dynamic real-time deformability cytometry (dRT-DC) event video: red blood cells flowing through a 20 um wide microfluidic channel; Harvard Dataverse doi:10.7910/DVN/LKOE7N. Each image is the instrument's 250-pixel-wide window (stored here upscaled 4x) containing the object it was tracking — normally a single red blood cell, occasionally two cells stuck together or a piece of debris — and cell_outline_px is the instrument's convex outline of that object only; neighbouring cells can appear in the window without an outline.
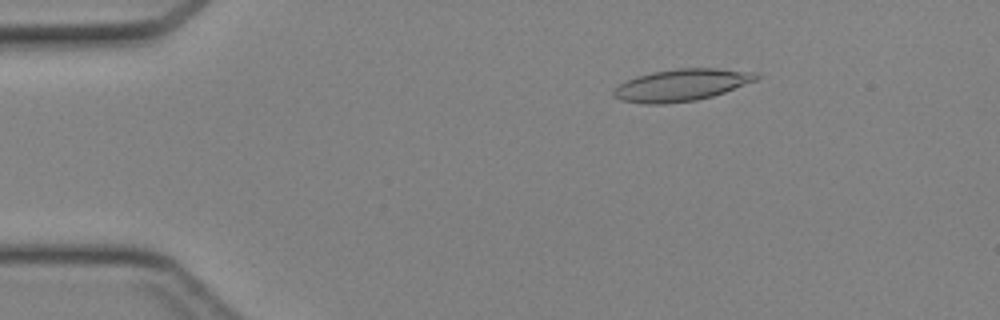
{"species": "Egyptian fruit bat (a non-hibernating species)", "species_latin": "Rousettus aegyptiacus", "temperature_condition": "cold", "stored_images_in_passage": 44, "camera_frame_rate_fps": 3000, "um_per_image_px": 0.085, "animal": {"sex": "female"}, "frame": {"image": 1, "passage_image": 7, "time_ms": 2.0, "image_size_px": [1000, 320], "cell_outline_px": [[760, 76], [756, 80], [724, 92], [712, 96], [696, 100], [664, 104], [644, 104], [620, 100], [612, 96], [612, 92], [620, 84], [636, 76], [652, 72], [676, 68], [716, 68], [756, 72]], "centroid_in_image_um": [57.91, 7.23], "position_along_channel_um": 27.1, "area_um2": 26.53}}
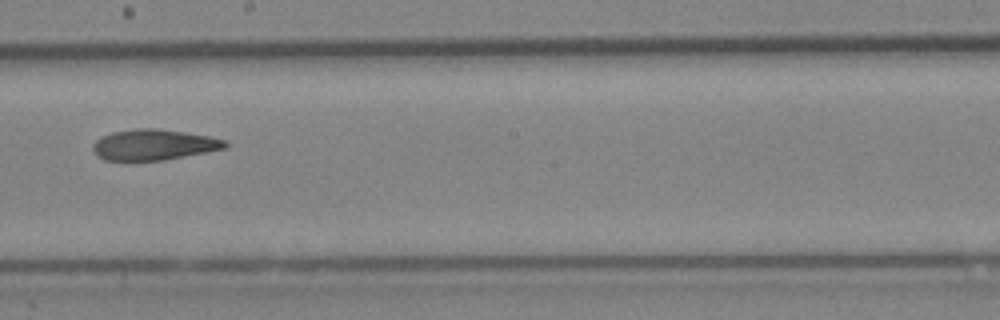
{"frame": {"image": 2, "passage_image": 25, "time_ms": 8.0, "image_size_px": [1000, 320], "cell_outline_px": [[228, 148], [164, 160], [104, 160], [96, 156], [92, 148], [92, 144], [96, 140], [112, 132], [136, 128], [156, 128], [184, 132], [208, 136], [224, 140], [228, 144]], "centroid_in_image_um": [13.06, 12.3], "position_along_channel_um": 235.1, "area_um2": 23.64}}
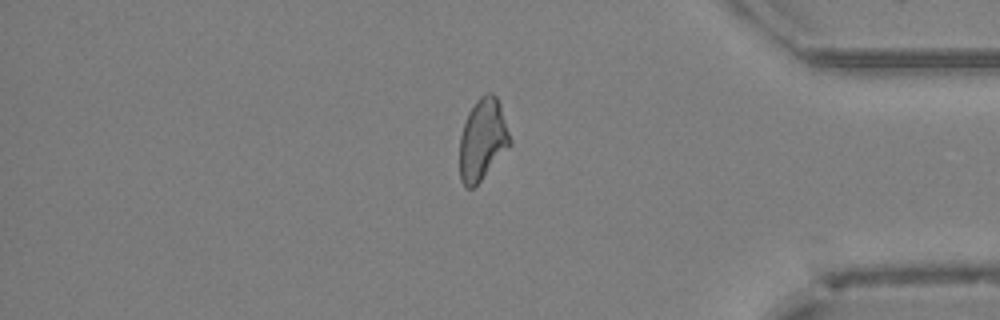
{"frame": {"image": 3, "passage_image": 37, "time_ms": 12.0, "image_size_px": [1000, 320], "cell_outline_px": [[512, 144], [476, 188], [464, 188], [460, 180], [460, 136], [468, 112], [476, 100], [480, 96], [488, 92], [492, 92], [496, 96], [500, 104], [512, 140]], "centroid_in_image_um": [41.03, 11.91], "position_along_channel_um": 394.2, "area_um2": 24.39}}